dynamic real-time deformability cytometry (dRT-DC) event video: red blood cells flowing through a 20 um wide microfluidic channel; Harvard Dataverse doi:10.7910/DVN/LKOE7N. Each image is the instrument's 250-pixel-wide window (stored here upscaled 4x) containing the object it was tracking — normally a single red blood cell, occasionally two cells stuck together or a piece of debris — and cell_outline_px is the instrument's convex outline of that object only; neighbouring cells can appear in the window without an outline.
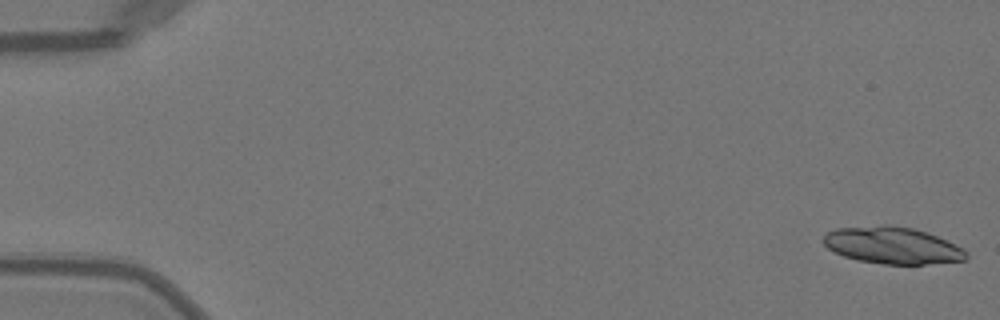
{"species": "Egyptian fruit bat (a non-hibernating species)", "species_latin": "Rousettus aegyptiacus", "temperature_condition": "warm", "stored_images_in_passage": 50, "camera_frame_rate_fps": 3000, "um_per_image_px": 0.085, "animal": {"sex": "female"}, "frame": {"image": 1, "passage_image": 1, "time_ms": 0.0, "image_size_px": [1000, 320], "cell_outline_px": [[968, 256], [964, 260], [924, 264], [884, 264], [856, 260], [844, 256], [828, 248], [824, 244], [824, 236], [828, 232], [836, 228], [884, 224], [888, 224], [916, 228], [928, 232], [964, 248], [968, 252]], "centroid_in_image_um": [75.87, 20.84], "position_along_channel_um": 9.1, "area_um2": 30.87}}